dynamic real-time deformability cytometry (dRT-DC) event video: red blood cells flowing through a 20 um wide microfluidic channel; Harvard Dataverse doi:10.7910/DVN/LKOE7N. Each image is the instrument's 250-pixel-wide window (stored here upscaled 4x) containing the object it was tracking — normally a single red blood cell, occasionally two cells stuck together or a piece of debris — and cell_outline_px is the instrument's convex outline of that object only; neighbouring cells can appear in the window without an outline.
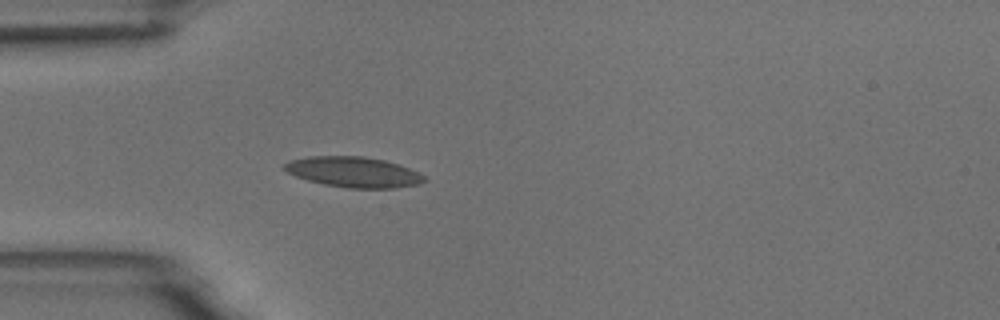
{"species": "common noctule bat (a hibernating species)", "species_latin": "Nyctalus noctula", "temperature_condition": "room temperature", "stored_images_in_passage": 13, "camera_frame_rate_fps": 3000, "um_per_image_px": 0.085, "animal": {"sex": "male", "body_mass_g": 18.8}, "frame": {"image": 1, "passage_image": 6, "time_ms": 1.667, "image_size_px": [1000, 320], "cell_outline_px": [[428, 180], [416, 184], [392, 188], [344, 188], [324, 184], [308, 180], [296, 176], [288, 172], [284, 168], [284, 164], [292, 160], [308, 156], [364, 156], [384, 160], [400, 164], [420, 172]], "centroid_in_image_um": [30.09, 14.62], "position_along_channel_um": 54.9, "area_um2": 24.8}}